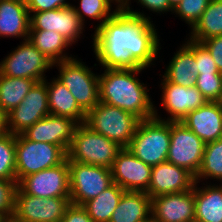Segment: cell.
Listing matches in <instances>:
<instances>
[{
	"mask_svg": "<svg viewBox=\"0 0 222 222\" xmlns=\"http://www.w3.org/2000/svg\"><path fill=\"white\" fill-rule=\"evenodd\" d=\"M202 188V189H201ZM198 187L194 184L195 221L222 222V183Z\"/></svg>",
	"mask_w": 222,
	"mask_h": 222,
	"instance_id": "603a6c76",
	"label": "cell"
},
{
	"mask_svg": "<svg viewBox=\"0 0 222 222\" xmlns=\"http://www.w3.org/2000/svg\"><path fill=\"white\" fill-rule=\"evenodd\" d=\"M195 86L208 102H222V74H198Z\"/></svg>",
	"mask_w": 222,
	"mask_h": 222,
	"instance_id": "d6a6232c",
	"label": "cell"
},
{
	"mask_svg": "<svg viewBox=\"0 0 222 222\" xmlns=\"http://www.w3.org/2000/svg\"><path fill=\"white\" fill-rule=\"evenodd\" d=\"M141 119L134 114L103 102L86 113L85 124L122 148H127Z\"/></svg>",
	"mask_w": 222,
	"mask_h": 222,
	"instance_id": "3957f363",
	"label": "cell"
},
{
	"mask_svg": "<svg viewBox=\"0 0 222 222\" xmlns=\"http://www.w3.org/2000/svg\"><path fill=\"white\" fill-rule=\"evenodd\" d=\"M53 64L26 39L1 60L0 74L43 81L47 78L45 73L52 69Z\"/></svg>",
	"mask_w": 222,
	"mask_h": 222,
	"instance_id": "9c48e42d",
	"label": "cell"
},
{
	"mask_svg": "<svg viewBox=\"0 0 222 222\" xmlns=\"http://www.w3.org/2000/svg\"><path fill=\"white\" fill-rule=\"evenodd\" d=\"M61 222H93L82 205L70 204Z\"/></svg>",
	"mask_w": 222,
	"mask_h": 222,
	"instance_id": "ab89813d",
	"label": "cell"
},
{
	"mask_svg": "<svg viewBox=\"0 0 222 222\" xmlns=\"http://www.w3.org/2000/svg\"><path fill=\"white\" fill-rule=\"evenodd\" d=\"M167 1L169 3L170 7L172 9H174L180 3L181 0H167Z\"/></svg>",
	"mask_w": 222,
	"mask_h": 222,
	"instance_id": "7bdbcfd3",
	"label": "cell"
},
{
	"mask_svg": "<svg viewBox=\"0 0 222 222\" xmlns=\"http://www.w3.org/2000/svg\"><path fill=\"white\" fill-rule=\"evenodd\" d=\"M17 187L25 194L42 198L70 197L68 159L25 176L17 183Z\"/></svg>",
	"mask_w": 222,
	"mask_h": 222,
	"instance_id": "4fadbf2b",
	"label": "cell"
},
{
	"mask_svg": "<svg viewBox=\"0 0 222 222\" xmlns=\"http://www.w3.org/2000/svg\"><path fill=\"white\" fill-rule=\"evenodd\" d=\"M152 166L136 158L128 148H122L113 166L111 174L113 183L125 191L146 192L151 179Z\"/></svg>",
	"mask_w": 222,
	"mask_h": 222,
	"instance_id": "2e32d148",
	"label": "cell"
},
{
	"mask_svg": "<svg viewBox=\"0 0 222 222\" xmlns=\"http://www.w3.org/2000/svg\"><path fill=\"white\" fill-rule=\"evenodd\" d=\"M16 180L61 164L67 153L58 145L34 142L22 134L16 135Z\"/></svg>",
	"mask_w": 222,
	"mask_h": 222,
	"instance_id": "52a82bcc",
	"label": "cell"
},
{
	"mask_svg": "<svg viewBox=\"0 0 222 222\" xmlns=\"http://www.w3.org/2000/svg\"><path fill=\"white\" fill-rule=\"evenodd\" d=\"M78 123L69 117L48 114L21 133L34 142H45L60 146L68 152Z\"/></svg>",
	"mask_w": 222,
	"mask_h": 222,
	"instance_id": "e0dca14e",
	"label": "cell"
},
{
	"mask_svg": "<svg viewBox=\"0 0 222 222\" xmlns=\"http://www.w3.org/2000/svg\"><path fill=\"white\" fill-rule=\"evenodd\" d=\"M25 2L29 12H44L72 5L66 0H26Z\"/></svg>",
	"mask_w": 222,
	"mask_h": 222,
	"instance_id": "8d00e7d4",
	"label": "cell"
},
{
	"mask_svg": "<svg viewBox=\"0 0 222 222\" xmlns=\"http://www.w3.org/2000/svg\"><path fill=\"white\" fill-rule=\"evenodd\" d=\"M217 179L222 182V138L205 144L201 167L195 181Z\"/></svg>",
	"mask_w": 222,
	"mask_h": 222,
	"instance_id": "f546056e",
	"label": "cell"
},
{
	"mask_svg": "<svg viewBox=\"0 0 222 222\" xmlns=\"http://www.w3.org/2000/svg\"><path fill=\"white\" fill-rule=\"evenodd\" d=\"M121 149L117 143L80 123L75 128L67 159L111 169Z\"/></svg>",
	"mask_w": 222,
	"mask_h": 222,
	"instance_id": "277c9868",
	"label": "cell"
},
{
	"mask_svg": "<svg viewBox=\"0 0 222 222\" xmlns=\"http://www.w3.org/2000/svg\"><path fill=\"white\" fill-rule=\"evenodd\" d=\"M160 86L163 89L161 95L162 106L169 113V116L165 118L166 120L162 119L158 115V110L154 108V117L156 119L181 122L189 112L198 109L208 102L196 86L187 88L168 82L164 78Z\"/></svg>",
	"mask_w": 222,
	"mask_h": 222,
	"instance_id": "5bb4252c",
	"label": "cell"
},
{
	"mask_svg": "<svg viewBox=\"0 0 222 222\" xmlns=\"http://www.w3.org/2000/svg\"><path fill=\"white\" fill-rule=\"evenodd\" d=\"M151 17L120 8L93 33V52L103 69L148 68L158 57L160 39Z\"/></svg>",
	"mask_w": 222,
	"mask_h": 222,
	"instance_id": "6da1fadb",
	"label": "cell"
},
{
	"mask_svg": "<svg viewBox=\"0 0 222 222\" xmlns=\"http://www.w3.org/2000/svg\"><path fill=\"white\" fill-rule=\"evenodd\" d=\"M124 192V189L113 183L97 197L88 200L82 206L93 222H109Z\"/></svg>",
	"mask_w": 222,
	"mask_h": 222,
	"instance_id": "83f0119b",
	"label": "cell"
},
{
	"mask_svg": "<svg viewBox=\"0 0 222 222\" xmlns=\"http://www.w3.org/2000/svg\"><path fill=\"white\" fill-rule=\"evenodd\" d=\"M30 13L24 0H0V38H29Z\"/></svg>",
	"mask_w": 222,
	"mask_h": 222,
	"instance_id": "44dd1931",
	"label": "cell"
},
{
	"mask_svg": "<svg viewBox=\"0 0 222 222\" xmlns=\"http://www.w3.org/2000/svg\"><path fill=\"white\" fill-rule=\"evenodd\" d=\"M16 135L4 132L0 134V179L16 180Z\"/></svg>",
	"mask_w": 222,
	"mask_h": 222,
	"instance_id": "1f68e13d",
	"label": "cell"
},
{
	"mask_svg": "<svg viewBox=\"0 0 222 222\" xmlns=\"http://www.w3.org/2000/svg\"><path fill=\"white\" fill-rule=\"evenodd\" d=\"M50 114L46 82L34 84L23 101L6 115V130L21 134L37 121Z\"/></svg>",
	"mask_w": 222,
	"mask_h": 222,
	"instance_id": "7c38bea8",
	"label": "cell"
},
{
	"mask_svg": "<svg viewBox=\"0 0 222 222\" xmlns=\"http://www.w3.org/2000/svg\"><path fill=\"white\" fill-rule=\"evenodd\" d=\"M28 40L53 63L74 58L65 53L71 44L56 31L30 30Z\"/></svg>",
	"mask_w": 222,
	"mask_h": 222,
	"instance_id": "484cf974",
	"label": "cell"
},
{
	"mask_svg": "<svg viewBox=\"0 0 222 222\" xmlns=\"http://www.w3.org/2000/svg\"><path fill=\"white\" fill-rule=\"evenodd\" d=\"M117 3L122 6L127 0H116Z\"/></svg>",
	"mask_w": 222,
	"mask_h": 222,
	"instance_id": "f6af8a7d",
	"label": "cell"
},
{
	"mask_svg": "<svg viewBox=\"0 0 222 222\" xmlns=\"http://www.w3.org/2000/svg\"><path fill=\"white\" fill-rule=\"evenodd\" d=\"M17 184L14 181L0 179V217L13 215L14 196Z\"/></svg>",
	"mask_w": 222,
	"mask_h": 222,
	"instance_id": "d590c367",
	"label": "cell"
},
{
	"mask_svg": "<svg viewBox=\"0 0 222 222\" xmlns=\"http://www.w3.org/2000/svg\"><path fill=\"white\" fill-rule=\"evenodd\" d=\"M205 143L222 138V102H207L181 121Z\"/></svg>",
	"mask_w": 222,
	"mask_h": 222,
	"instance_id": "ffe728a7",
	"label": "cell"
},
{
	"mask_svg": "<svg viewBox=\"0 0 222 222\" xmlns=\"http://www.w3.org/2000/svg\"><path fill=\"white\" fill-rule=\"evenodd\" d=\"M140 2V3H139ZM137 3H139L142 8H146L150 10V12H157L161 15V13L166 12H172L173 9L170 7L167 0H138ZM131 0H127L121 8H130Z\"/></svg>",
	"mask_w": 222,
	"mask_h": 222,
	"instance_id": "f35d334b",
	"label": "cell"
},
{
	"mask_svg": "<svg viewBox=\"0 0 222 222\" xmlns=\"http://www.w3.org/2000/svg\"><path fill=\"white\" fill-rule=\"evenodd\" d=\"M140 222H159L157 221L152 215L149 216L146 220L140 221Z\"/></svg>",
	"mask_w": 222,
	"mask_h": 222,
	"instance_id": "ee69618b",
	"label": "cell"
},
{
	"mask_svg": "<svg viewBox=\"0 0 222 222\" xmlns=\"http://www.w3.org/2000/svg\"><path fill=\"white\" fill-rule=\"evenodd\" d=\"M46 82L50 114L69 117L78 124L85 123L86 112L77 104L76 99L57 78Z\"/></svg>",
	"mask_w": 222,
	"mask_h": 222,
	"instance_id": "7402d4cb",
	"label": "cell"
},
{
	"mask_svg": "<svg viewBox=\"0 0 222 222\" xmlns=\"http://www.w3.org/2000/svg\"><path fill=\"white\" fill-rule=\"evenodd\" d=\"M201 43L208 49L218 71L222 73V35L206 39Z\"/></svg>",
	"mask_w": 222,
	"mask_h": 222,
	"instance_id": "74e56055",
	"label": "cell"
},
{
	"mask_svg": "<svg viewBox=\"0 0 222 222\" xmlns=\"http://www.w3.org/2000/svg\"><path fill=\"white\" fill-rule=\"evenodd\" d=\"M70 204V197L42 198L16 187L13 215L24 222H61Z\"/></svg>",
	"mask_w": 222,
	"mask_h": 222,
	"instance_id": "8fae6325",
	"label": "cell"
},
{
	"mask_svg": "<svg viewBox=\"0 0 222 222\" xmlns=\"http://www.w3.org/2000/svg\"><path fill=\"white\" fill-rule=\"evenodd\" d=\"M170 128L171 122L155 117L141 120L127 148L147 165L164 163L170 146Z\"/></svg>",
	"mask_w": 222,
	"mask_h": 222,
	"instance_id": "5b68a950",
	"label": "cell"
},
{
	"mask_svg": "<svg viewBox=\"0 0 222 222\" xmlns=\"http://www.w3.org/2000/svg\"><path fill=\"white\" fill-rule=\"evenodd\" d=\"M147 68L105 69L99 75L100 102L128 111L141 120L154 118L150 89L137 78Z\"/></svg>",
	"mask_w": 222,
	"mask_h": 222,
	"instance_id": "7a4b0ae2",
	"label": "cell"
},
{
	"mask_svg": "<svg viewBox=\"0 0 222 222\" xmlns=\"http://www.w3.org/2000/svg\"><path fill=\"white\" fill-rule=\"evenodd\" d=\"M3 222H24V221H21L20 219L16 218L14 215H11L4 218Z\"/></svg>",
	"mask_w": 222,
	"mask_h": 222,
	"instance_id": "b9f144b4",
	"label": "cell"
},
{
	"mask_svg": "<svg viewBox=\"0 0 222 222\" xmlns=\"http://www.w3.org/2000/svg\"><path fill=\"white\" fill-rule=\"evenodd\" d=\"M211 0H181L173 9V13L183 19L192 29L200 20Z\"/></svg>",
	"mask_w": 222,
	"mask_h": 222,
	"instance_id": "836d02e7",
	"label": "cell"
},
{
	"mask_svg": "<svg viewBox=\"0 0 222 222\" xmlns=\"http://www.w3.org/2000/svg\"><path fill=\"white\" fill-rule=\"evenodd\" d=\"M185 45L194 53L196 60V74H222L218 71L215 61L208 49L201 43L188 37Z\"/></svg>",
	"mask_w": 222,
	"mask_h": 222,
	"instance_id": "e575fe53",
	"label": "cell"
},
{
	"mask_svg": "<svg viewBox=\"0 0 222 222\" xmlns=\"http://www.w3.org/2000/svg\"><path fill=\"white\" fill-rule=\"evenodd\" d=\"M7 132L6 130V115L0 110V134Z\"/></svg>",
	"mask_w": 222,
	"mask_h": 222,
	"instance_id": "60d3db41",
	"label": "cell"
},
{
	"mask_svg": "<svg viewBox=\"0 0 222 222\" xmlns=\"http://www.w3.org/2000/svg\"><path fill=\"white\" fill-rule=\"evenodd\" d=\"M114 2L116 8L111 11L112 3ZM72 6L83 24L86 17L93 20H100V23L95 26L96 28L100 27L106 20L112 18L121 8L116 0H80L79 7Z\"/></svg>",
	"mask_w": 222,
	"mask_h": 222,
	"instance_id": "4dcf8cb0",
	"label": "cell"
},
{
	"mask_svg": "<svg viewBox=\"0 0 222 222\" xmlns=\"http://www.w3.org/2000/svg\"><path fill=\"white\" fill-rule=\"evenodd\" d=\"M70 201L83 205L113 184L111 169L68 161Z\"/></svg>",
	"mask_w": 222,
	"mask_h": 222,
	"instance_id": "ba28073f",
	"label": "cell"
},
{
	"mask_svg": "<svg viewBox=\"0 0 222 222\" xmlns=\"http://www.w3.org/2000/svg\"><path fill=\"white\" fill-rule=\"evenodd\" d=\"M53 66L59 68L57 79L66 86L86 113L100 102L99 75L94 74L81 59L71 58L56 62Z\"/></svg>",
	"mask_w": 222,
	"mask_h": 222,
	"instance_id": "8992f818",
	"label": "cell"
},
{
	"mask_svg": "<svg viewBox=\"0 0 222 222\" xmlns=\"http://www.w3.org/2000/svg\"><path fill=\"white\" fill-rule=\"evenodd\" d=\"M168 64L162 78L187 88L195 86L197 63L194 53L185 44L181 45Z\"/></svg>",
	"mask_w": 222,
	"mask_h": 222,
	"instance_id": "d4e9b609",
	"label": "cell"
},
{
	"mask_svg": "<svg viewBox=\"0 0 222 222\" xmlns=\"http://www.w3.org/2000/svg\"><path fill=\"white\" fill-rule=\"evenodd\" d=\"M205 144L182 122H171L166 162L183 167L196 176L202 164Z\"/></svg>",
	"mask_w": 222,
	"mask_h": 222,
	"instance_id": "30bf717a",
	"label": "cell"
},
{
	"mask_svg": "<svg viewBox=\"0 0 222 222\" xmlns=\"http://www.w3.org/2000/svg\"><path fill=\"white\" fill-rule=\"evenodd\" d=\"M37 80L0 74V110L7 115L17 107Z\"/></svg>",
	"mask_w": 222,
	"mask_h": 222,
	"instance_id": "4316f807",
	"label": "cell"
},
{
	"mask_svg": "<svg viewBox=\"0 0 222 222\" xmlns=\"http://www.w3.org/2000/svg\"><path fill=\"white\" fill-rule=\"evenodd\" d=\"M29 13L30 30L56 31L71 45L76 43L83 34L85 25L81 22L72 5L44 12Z\"/></svg>",
	"mask_w": 222,
	"mask_h": 222,
	"instance_id": "9a60e30c",
	"label": "cell"
},
{
	"mask_svg": "<svg viewBox=\"0 0 222 222\" xmlns=\"http://www.w3.org/2000/svg\"><path fill=\"white\" fill-rule=\"evenodd\" d=\"M222 35V0H211L200 20L190 31V39L202 42Z\"/></svg>",
	"mask_w": 222,
	"mask_h": 222,
	"instance_id": "f1b7e54d",
	"label": "cell"
},
{
	"mask_svg": "<svg viewBox=\"0 0 222 222\" xmlns=\"http://www.w3.org/2000/svg\"><path fill=\"white\" fill-rule=\"evenodd\" d=\"M151 214V197L146 192L125 191L109 222H140Z\"/></svg>",
	"mask_w": 222,
	"mask_h": 222,
	"instance_id": "cb8c5ba5",
	"label": "cell"
},
{
	"mask_svg": "<svg viewBox=\"0 0 222 222\" xmlns=\"http://www.w3.org/2000/svg\"><path fill=\"white\" fill-rule=\"evenodd\" d=\"M151 212V215L159 222H194V186L186 192L164 194L152 198Z\"/></svg>",
	"mask_w": 222,
	"mask_h": 222,
	"instance_id": "ac0fdd59",
	"label": "cell"
},
{
	"mask_svg": "<svg viewBox=\"0 0 222 222\" xmlns=\"http://www.w3.org/2000/svg\"><path fill=\"white\" fill-rule=\"evenodd\" d=\"M195 176L187 169L164 162L152 166L151 179L146 193L152 198L193 189Z\"/></svg>",
	"mask_w": 222,
	"mask_h": 222,
	"instance_id": "d6986e66",
	"label": "cell"
}]
</instances>
